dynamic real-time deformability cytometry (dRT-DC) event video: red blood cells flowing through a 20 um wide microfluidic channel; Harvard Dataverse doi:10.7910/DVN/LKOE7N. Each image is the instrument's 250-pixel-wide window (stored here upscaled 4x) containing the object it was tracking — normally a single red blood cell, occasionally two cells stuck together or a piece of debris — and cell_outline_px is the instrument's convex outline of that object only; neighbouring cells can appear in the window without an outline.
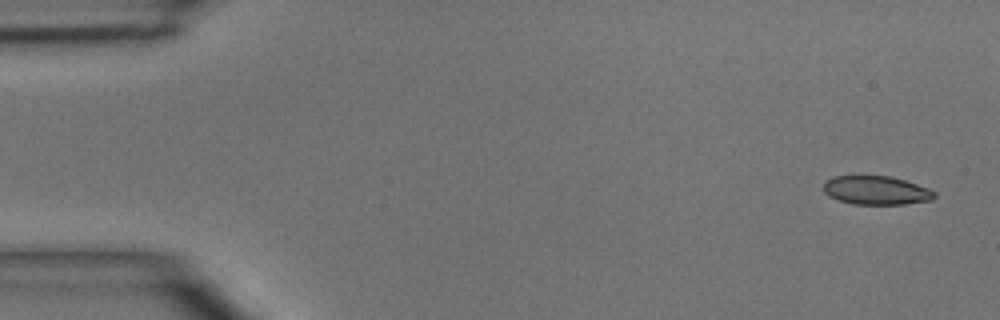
{"species": "common noctule bat (a hibernating species)", "species_latin": "Nyctalus noctula", "temperature_condition": "room temperature", "stored_images_in_passage": 4, "camera_frame_rate_fps": 3000, "um_per_image_px": 0.085, "animal": {"sex": "male", "body_mass_g": 15.6}, "frame": {"image": 1, "passage_image": 1, "time_ms": 0.0, "image_size_px": [1000, 320], "cell_outline_px": [[936, 196], [932, 200], [904, 204], [852, 204], [828, 196], [824, 192], [824, 180], [832, 176], [892, 176], [928, 188], [936, 192]], "centroid_in_image_um": [74.47, 16.17], "position_along_channel_um": 10.5, "area_um2": 18.61}}
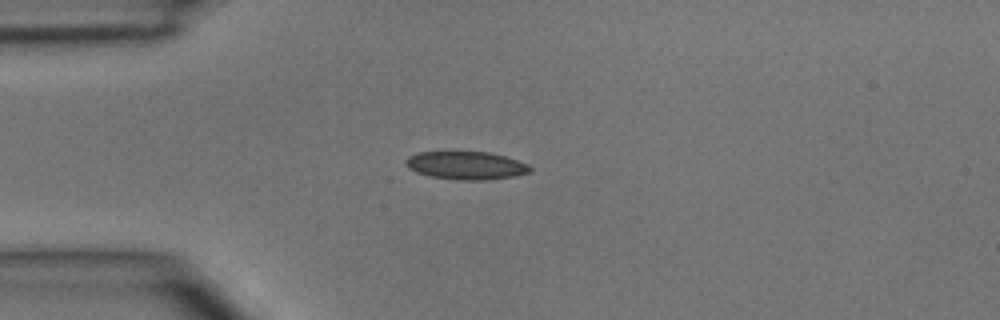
{"frame": {"image": 2, "passage_image": 3, "time_ms": 3.333, "image_size_px": [1000, 320], "cell_outline_px": [[532, 172], [512, 176], [484, 180], [464, 180], [432, 176], [416, 172], [408, 168], [404, 164], [404, 160], [408, 156], [420, 152], [488, 152], [504, 156], [528, 164], [532, 168]], "centroid_in_image_um": [39.6, 14.06], "position_along_channel_um": 45.4, "area_um2": 20.11}}